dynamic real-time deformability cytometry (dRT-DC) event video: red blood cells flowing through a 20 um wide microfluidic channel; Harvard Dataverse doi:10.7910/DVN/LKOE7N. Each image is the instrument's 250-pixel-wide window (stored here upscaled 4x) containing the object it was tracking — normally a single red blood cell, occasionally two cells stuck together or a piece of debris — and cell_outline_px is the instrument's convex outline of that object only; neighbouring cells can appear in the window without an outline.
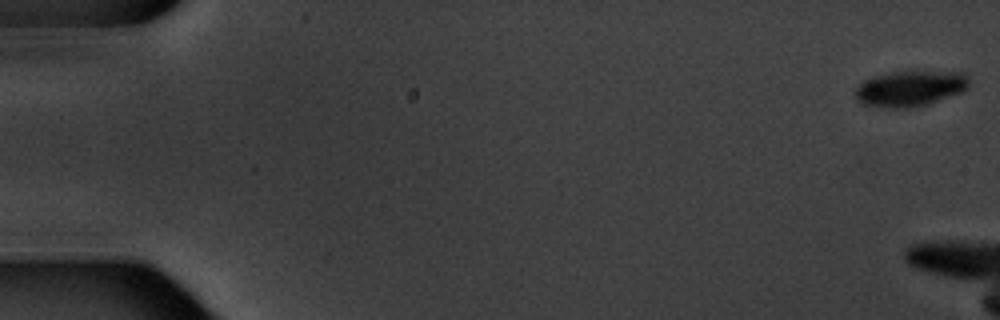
{"species": "common noctule bat (a hibernating species)", "species_latin": "Nyctalus noctula", "temperature_condition": "warm", "stored_images_in_passage": 3, "camera_frame_rate_fps": 3000, "um_per_image_px": 0.085, "animal": {"sex": "male", "body_mass_g": 20.1, "forearm_length_mm": 53.5}, "frame": {"image": 1, "passage_image": 1, "time_ms": 0.0, "image_size_px": [1000, 320], "cell_outline_px": [[968, 88], [964, 92], [928, 104], [908, 108], [888, 108], [860, 104], [856, 96], [856, 88], [864, 80], [876, 76], [892, 72], [964, 72], [968, 76]], "centroid_in_image_um": [77.39, 7.54], "position_along_channel_um": 7.6, "area_um2": 23.58}}